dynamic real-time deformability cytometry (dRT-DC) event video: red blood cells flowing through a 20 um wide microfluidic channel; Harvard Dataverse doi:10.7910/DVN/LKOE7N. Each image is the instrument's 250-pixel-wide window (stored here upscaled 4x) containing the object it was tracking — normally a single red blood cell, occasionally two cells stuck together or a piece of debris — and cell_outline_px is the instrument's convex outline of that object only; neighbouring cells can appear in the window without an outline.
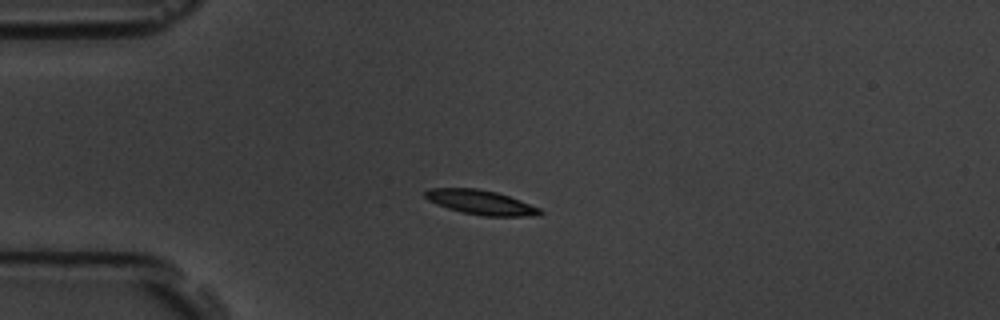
{"species": "common noctule bat (a hibernating species)", "species_latin": "Nyctalus noctula", "temperature_condition": "room temperature", "stored_images_in_passage": 5, "camera_frame_rate_fps": 3000, "um_per_image_px": 0.085, "animal": {"sex": "male", "body_mass_g": 19.5, "forearm_length_mm": 54.6}, "frame": {"image": 1, "passage_image": 4, "time_ms": 3.333, "image_size_px": [1000, 320], "cell_outline_px": [[544, 212], [540, 216], [484, 216], [460, 212], [436, 204], [428, 200], [424, 196], [424, 192], [428, 188], [476, 188], [496, 192], [520, 200], [540, 208]], "centroid_in_image_um": [40.87, 17.2], "position_along_channel_um": 44.1, "area_um2": 16.47}}